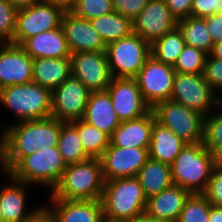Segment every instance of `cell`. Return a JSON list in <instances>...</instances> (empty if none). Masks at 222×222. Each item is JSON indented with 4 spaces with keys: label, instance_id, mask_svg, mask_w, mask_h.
Segmentation results:
<instances>
[{
    "label": "cell",
    "instance_id": "obj_1",
    "mask_svg": "<svg viewBox=\"0 0 222 222\" xmlns=\"http://www.w3.org/2000/svg\"><path fill=\"white\" fill-rule=\"evenodd\" d=\"M61 127L62 122L52 116L7 124L0 132L3 173H9L25 156L57 147Z\"/></svg>",
    "mask_w": 222,
    "mask_h": 222
},
{
    "label": "cell",
    "instance_id": "obj_2",
    "mask_svg": "<svg viewBox=\"0 0 222 222\" xmlns=\"http://www.w3.org/2000/svg\"><path fill=\"white\" fill-rule=\"evenodd\" d=\"M105 180L98 158L69 164L58 185L49 193V199L99 200Z\"/></svg>",
    "mask_w": 222,
    "mask_h": 222
},
{
    "label": "cell",
    "instance_id": "obj_3",
    "mask_svg": "<svg viewBox=\"0 0 222 222\" xmlns=\"http://www.w3.org/2000/svg\"><path fill=\"white\" fill-rule=\"evenodd\" d=\"M105 221L123 222L146 211L147 197L138 178L105 181L101 197Z\"/></svg>",
    "mask_w": 222,
    "mask_h": 222
},
{
    "label": "cell",
    "instance_id": "obj_4",
    "mask_svg": "<svg viewBox=\"0 0 222 222\" xmlns=\"http://www.w3.org/2000/svg\"><path fill=\"white\" fill-rule=\"evenodd\" d=\"M217 158L203 143L186 144L171 164L173 184L191 194H203Z\"/></svg>",
    "mask_w": 222,
    "mask_h": 222
},
{
    "label": "cell",
    "instance_id": "obj_5",
    "mask_svg": "<svg viewBox=\"0 0 222 222\" xmlns=\"http://www.w3.org/2000/svg\"><path fill=\"white\" fill-rule=\"evenodd\" d=\"M0 106L8 110L16 122L51 116V91L34 81L9 85L0 89Z\"/></svg>",
    "mask_w": 222,
    "mask_h": 222
},
{
    "label": "cell",
    "instance_id": "obj_6",
    "mask_svg": "<svg viewBox=\"0 0 222 222\" xmlns=\"http://www.w3.org/2000/svg\"><path fill=\"white\" fill-rule=\"evenodd\" d=\"M67 166L58 147H53L25 156L8 174L32 186L41 185L43 189H50L48 193H51L60 182Z\"/></svg>",
    "mask_w": 222,
    "mask_h": 222
},
{
    "label": "cell",
    "instance_id": "obj_7",
    "mask_svg": "<svg viewBox=\"0 0 222 222\" xmlns=\"http://www.w3.org/2000/svg\"><path fill=\"white\" fill-rule=\"evenodd\" d=\"M105 51L113 77L135 78L151 56V44L132 32L107 44Z\"/></svg>",
    "mask_w": 222,
    "mask_h": 222
},
{
    "label": "cell",
    "instance_id": "obj_8",
    "mask_svg": "<svg viewBox=\"0 0 222 222\" xmlns=\"http://www.w3.org/2000/svg\"><path fill=\"white\" fill-rule=\"evenodd\" d=\"M156 121L169 128L186 144L203 143L205 116L171 99L152 108Z\"/></svg>",
    "mask_w": 222,
    "mask_h": 222
},
{
    "label": "cell",
    "instance_id": "obj_9",
    "mask_svg": "<svg viewBox=\"0 0 222 222\" xmlns=\"http://www.w3.org/2000/svg\"><path fill=\"white\" fill-rule=\"evenodd\" d=\"M170 99L204 116L219 106V94L210 87L203 74L176 72Z\"/></svg>",
    "mask_w": 222,
    "mask_h": 222
},
{
    "label": "cell",
    "instance_id": "obj_10",
    "mask_svg": "<svg viewBox=\"0 0 222 222\" xmlns=\"http://www.w3.org/2000/svg\"><path fill=\"white\" fill-rule=\"evenodd\" d=\"M64 11L45 0L18 10L12 44L21 45L29 37L59 28Z\"/></svg>",
    "mask_w": 222,
    "mask_h": 222
},
{
    "label": "cell",
    "instance_id": "obj_11",
    "mask_svg": "<svg viewBox=\"0 0 222 222\" xmlns=\"http://www.w3.org/2000/svg\"><path fill=\"white\" fill-rule=\"evenodd\" d=\"M175 73L173 66L156 60L152 55L146 60L135 79L143 99L151 108L170 99Z\"/></svg>",
    "mask_w": 222,
    "mask_h": 222
},
{
    "label": "cell",
    "instance_id": "obj_12",
    "mask_svg": "<svg viewBox=\"0 0 222 222\" xmlns=\"http://www.w3.org/2000/svg\"><path fill=\"white\" fill-rule=\"evenodd\" d=\"M90 93L79 79L70 76L51 92V116L64 123L83 119Z\"/></svg>",
    "mask_w": 222,
    "mask_h": 222
},
{
    "label": "cell",
    "instance_id": "obj_13",
    "mask_svg": "<svg viewBox=\"0 0 222 222\" xmlns=\"http://www.w3.org/2000/svg\"><path fill=\"white\" fill-rule=\"evenodd\" d=\"M71 76L79 79L90 92L106 90L111 75L106 51L71 53Z\"/></svg>",
    "mask_w": 222,
    "mask_h": 222
},
{
    "label": "cell",
    "instance_id": "obj_14",
    "mask_svg": "<svg viewBox=\"0 0 222 222\" xmlns=\"http://www.w3.org/2000/svg\"><path fill=\"white\" fill-rule=\"evenodd\" d=\"M106 90L121 122L142 117L152 109L143 99L135 78L113 77Z\"/></svg>",
    "mask_w": 222,
    "mask_h": 222
},
{
    "label": "cell",
    "instance_id": "obj_15",
    "mask_svg": "<svg viewBox=\"0 0 222 222\" xmlns=\"http://www.w3.org/2000/svg\"><path fill=\"white\" fill-rule=\"evenodd\" d=\"M148 159V148H124L110 143L100 158L104 180L135 177Z\"/></svg>",
    "mask_w": 222,
    "mask_h": 222
},
{
    "label": "cell",
    "instance_id": "obj_16",
    "mask_svg": "<svg viewBox=\"0 0 222 222\" xmlns=\"http://www.w3.org/2000/svg\"><path fill=\"white\" fill-rule=\"evenodd\" d=\"M132 23L133 32L150 44L178 26V20L170 12L165 0H148Z\"/></svg>",
    "mask_w": 222,
    "mask_h": 222
},
{
    "label": "cell",
    "instance_id": "obj_17",
    "mask_svg": "<svg viewBox=\"0 0 222 222\" xmlns=\"http://www.w3.org/2000/svg\"><path fill=\"white\" fill-rule=\"evenodd\" d=\"M33 58L20 45L4 43L0 47V89L33 81Z\"/></svg>",
    "mask_w": 222,
    "mask_h": 222
},
{
    "label": "cell",
    "instance_id": "obj_18",
    "mask_svg": "<svg viewBox=\"0 0 222 222\" xmlns=\"http://www.w3.org/2000/svg\"><path fill=\"white\" fill-rule=\"evenodd\" d=\"M61 27L71 53L106 50V44L89 20L78 17L73 12H64Z\"/></svg>",
    "mask_w": 222,
    "mask_h": 222
},
{
    "label": "cell",
    "instance_id": "obj_19",
    "mask_svg": "<svg viewBox=\"0 0 222 222\" xmlns=\"http://www.w3.org/2000/svg\"><path fill=\"white\" fill-rule=\"evenodd\" d=\"M6 180L0 186V206L4 216V222H25L40 206L27 208L28 188L33 187L25 182L18 181L8 173H3ZM28 210V211H27Z\"/></svg>",
    "mask_w": 222,
    "mask_h": 222
},
{
    "label": "cell",
    "instance_id": "obj_20",
    "mask_svg": "<svg viewBox=\"0 0 222 222\" xmlns=\"http://www.w3.org/2000/svg\"><path fill=\"white\" fill-rule=\"evenodd\" d=\"M44 205L54 216L55 222H104L101 199L64 200L47 199Z\"/></svg>",
    "mask_w": 222,
    "mask_h": 222
},
{
    "label": "cell",
    "instance_id": "obj_21",
    "mask_svg": "<svg viewBox=\"0 0 222 222\" xmlns=\"http://www.w3.org/2000/svg\"><path fill=\"white\" fill-rule=\"evenodd\" d=\"M155 121L156 117L152 109L142 117L123 121L110 137V143L124 148H149L151 130Z\"/></svg>",
    "mask_w": 222,
    "mask_h": 222
},
{
    "label": "cell",
    "instance_id": "obj_22",
    "mask_svg": "<svg viewBox=\"0 0 222 222\" xmlns=\"http://www.w3.org/2000/svg\"><path fill=\"white\" fill-rule=\"evenodd\" d=\"M190 195L188 190L173 184L147 199L146 212L166 222H177Z\"/></svg>",
    "mask_w": 222,
    "mask_h": 222
},
{
    "label": "cell",
    "instance_id": "obj_23",
    "mask_svg": "<svg viewBox=\"0 0 222 222\" xmlns=\"http://www.w3.org/2000/svg\"><path fill=\"white\" fill-rule=\"evenodd\" d=\"M82 120L97 127L109 137L121 123L107 90L90 93Z\"/></svg>",
    "mask_w": 222,
    "mask_h": 222
},
{
    "label": "cell",
    "instance_id": "obj_24",
    "mask_svg": "<svg viewBox=\"0 0 222 222\" xmlns=\"http://www.w3.org/2000/svg\"><path fill=\"white\" fill-rule=\"evenodd\" d=\"M33 59L37 58H65L71 52L65 39L62 27L39 33L29 37L20 45Z\"/></svg>",
    "mask_w": 222,
    "mask_h": 222
},
{
    "label": "cell",
    "instance_id": "obj_25",
    "mask_svg": "<svg viewBox=\"0 0 222 222\" xmlns=\"http://www.w3.org/2000/svg\"><path fill=\"white\" fill-rule=\"evenodd\" d=\"M33 81L51 92L71 76V59L37 58L33 59Z\"/></svg>",
    "mask_w": 222,
    "mask_h": 222
},
{
    "label": "cell",
    "instance_id": "obj_26",
    "mask_svg": "<svg viewBox=\"0 0 222 222\" xmlns=\"http://www.w3.org/2000/svg\"><path fill=\"white\" fill-rule=\"evenodd\" d=\"M185 145L186 143L169 128L154 122L148 148L150 159L171 165Z\"/></svg>",
    "mask_w": 222,
    "mask_h": 222
},
{
    "label": "cell",
    "instance_id": "obj_27",
    "mask_svg": "<svg viewBox=\"0 0 222 222\" xmlns=\"http://www.w3.org/2000/svg\"><path fill=\"white\" fill-rule=\"evenodd\" d=\"M136 177L147 199L173 185L171 165L150 158Z\"/></svg>",
    "mask_w": 222,
    "mask_h": 222
},
{
    "label": "cell",
    "instance_id": "obj_28",
    "mask_svg": "<svg viewBox=\"0 0 222 222\" xmlns=\"http://www.w3.org/2000/svg\"><path fill=\"white\" fill-rule=\"evenodd\" d=\"M89 21L106 45L126 37L133 32L132 20L115 11Z\"/></svg>",
    "mask_w": 222,
    "mask_h": 222
},
{
    "label": "cell",
    "instance_id": "obj_29",
    "mask_svg": "<svg viewBox=\"0 0 222 222\" xmlns=\"http://www.w3.org/2000/svg\"><path fill=\"white\" fill-rule=\"evenodd\" d=\"M185 44L203 50L208 55L213 48V42L204 18L188 16L178 20Z\"/></svg>",
    "mask_w": 222,
    "mask_h": 222
},
{
    "label": "cell",
    "instance_id": "obj_30",
    "mask_svg": "<svg viewBox=\"0 0 222 222\" xmlns=\"http://www.w3.org/2000/svg\"><path fill=\"white\" fill-rule=\"evenodd\" d=\"M185 45L182 32L177 27L151 44V55L162 63L174 66Z\"/></svg>",
    "mask_w": 222,
    "mask_h": 222
},
{
    "label": "cell",
    "instance_id": "obj_31",
    "mask_svg": "<svg viewBox=\"0 0 222 222\" xmlns=\"http://www.w3.org/2000/svg\"><path fill=\"white\" fill-rule=\"evenodd\" d=\"M70 123L77 129L85 153L90 158L100 159L110 144V137L82 119Z\"/></svg>",
    "mask_w": 222,
    "mask_h": 222
},
{
    "label": "cell",
    "instance_id": "obj_32",
    "mask_svg": "<svg viewBox=\"0 0 222 222\" xmlns=\"http://www.w3.org/2000/svg\"><path fill=\"white\" fill-rule=\"evenodd\" d=\"M57 147L67 165L90 159L83 149L77 129L71 123L62 122Z\"/></svg>",
    "mask_w": 222,
    "mask_h": 222
},
{
    "label": "cell",
    "instance_id": "obj_33",
    "mask_svg": "<svg viewBox=\"0 0 222 222\" xmlns=\"http://www.w3.org/2000/svg\"><path fill=\"white\" fill-rule=\"evenodd\" d=\"M203 145L216 157L222 152V108L205 116Z\"/></svg>",
    "mask_w": 222,
    "mask_h": 222
},
{
    "label": "cell",
    "instance_id": "obj_34",
    "mask_svg": "<svg viewBox=\"0 0 222 222\" xmlns=\"http://www.w3.org/2000/svg\"><path fill=\"white\" fill-rule=\"evenodd\" d=\"M207 55L201 49L185 45L173 68L175 72L203 74Z\"/></svg>",
    "mask_w": 222,
    "mask_h": 222
},
{
    "label": "cell",
    "instance_id": "obj_35",
    "mask_svg": "<svg viewBox=\"0 0 222 222\" xmlns=\"http://www.w3.org/2000/svg\"><path fill=\"white\" fill-rule=\"evenodd\" d=\"M211 204L203 194H191L177 222H208Z\"/></svg>",
    "mask_w": 222,
    "mask_h": 222
},
{
    "label": "cell",
    "instance_id": "obj_36",
    "mask_svg": "<svg viewBox=\"0 0 222 222\" xmlns=\"http://www.w3.org/2000/svg\"><path fill=\"white\" fill-rule=\"evenodd\" d=\"M113 11L112 0H77L75 8L71 12L78 17L91 20Z\"/></svg>",
    "mask_w": 222,
    "mask_h": 222
},
{
    "label": "cell",
    "instance_id": "obj_37",
    "mask_svg": "<svg viewBox=\"0 0 222 222\" xmlns=\"http://www.w3.org/2000/svg\"><path fill=\"white\" fill-rule=\"evenodd\" d=\"M18 10L7 0H0V41L11 43Z\"/></svg>",
    "mask_w": 222,
    "mask_h": 222
},
{
    "label": "cell",
    "instance_id": "obj_38",
    "mask_svg": "<svg viewBox=\"0 0 222 222\" xmlns=\"http://www.w3.org/2000/svg\"><path fill=\"white\" fill-rule=\"evenodd\" d=\"M203 195L213 206H222V163L216 162Z\"/></svg>",
    "mask_w": 222,
    "mask_h": 222
},
{
    "label": "cell",
    "instance_id": "obj_39",
    "mask_svg": "<svg viewBox=\"0 0 222 222\" xmlns=\"http://www.w3.org/2000/svg\"><path fill=\"white\" fill-rule=\"evenodd\" d=\"M203 77L210 87L217 93H222V60L213 58L210 54L205 60Z\"/></svg>",
    "mask_w": 222,
    "mask_h": 222
},
{
    "label": "cell",
    "instance_id": "obj_40",
    "mask_svg": "<svg viewBox=\"0 0 222 222\" xmlns=\"http://www.w3.org/2000/svg\"><path fill=\"white\" fill-rule=\"evenodd\" d=\"M148 0H112L113 10L131 20L145 8Z\"/></svg>",
    "mask_w": 222,
    "mask_h": 222
},
{
    "label": "cell",
    "instance_id": "obj_41",
    "mask_svg": "<svg viewBox=\"0 0 222 222\" xmlns=\"http://www.w3.org/2000/svg\"><path fill=\"white\" fill-rule=\"evenodd\" d=\"M222 13V0H193L190 16L204 18Z\"/></svg>",
    "mask_w": 222,
    "mask_h": 222
},
{
    "label": "cell",
    "instance_id": "obj_42",
    "mask_svg": "<svg viewBox=\"0 0 222 222\" xmlns=\"http://www.w3.org/2000/svg\"><path fill=\"white\" fill-rule=\"evenodd\" d=\"M213 44L222 41V13L204 17Z\"/></svg>",
    "mask_w": 222,
    "mask_h": 222
},
{
    "label": "cell",
    "instance_id": "obj_43",
    "mask_svg": "<svg viewBox=\"0 0 222 222\" xmlns=\"http://www.w3.org/2000/svg\"><path fill=\"white\" fill-rule=\"evenodd\" d=\"M170 12L177 20L186 18L191 14L193 0H165Z\"/></svg>",
    "mask_w": 222,
    "mask_h": 222
},
{
    "label": "cell",
    "instance_id": "obj_44",
    "mask_svg": "<svg viewBox=\"0 0 222 222\" xmlns=\"http://www.w3.org/2000/svg\"><path fill=\"white\" fill-rule=\"evenodd\" d=\"M25 222H55L53 214L42 204Z\"/></svg>",
    "mask_w": 222,
    "mask_h": 222
},
{
    "label": "cell",
    "instance_id": "obj_45",
    "mask_svg": "<svg viewBox=\"0 0 222 222\" xmlns=\"http://www.w3.org/2000/svg\"><path fill=\"white\" fill-rule=\"evenodd\" d=\"M45 1L54 4L56 7L61 8L64 12H71L77 4V0H45Z\"/></svg>",
    "mask_w": 222,
    "mask_h": 222
},
{
    "label": "cell",
    "instance_id": "obj_46",
    "mask_svg": "<svg viewBox=\"0 0 222 222\" xmlns=\"http://www.w3.org/2000/svg\"><path fill=\"white\" fill-rule=\"evenodd\" d=\"M208 222H222V206L211 205Z\"/></svg>",
    "mask_w": 222,
    "mask_h": 222
},
{
    "label": "cell",
    "instance_id": "obj_47",
    "mask_svg": "<svg viewBox=\"0 0 222 222\" xmlns=\"http://www.w3.org/2000/svg\"><path fill=\"white\" fill-rule=\"evenodd\" d=\"M123 222H166V221L152 217L145 211L141 213L140 215H138L137 217L130 220L123 221Z\"/></svg>",
    "mask_w": 222,
    "mask_h": 222
},
{
    "label": "cell",
    "instance_id": "obj_48",
    "mask_svg": "<svg viewBox=\"0 0 222 222\" xmlns=\"http://www.w3.org/2000/svg\"><path fill=\"white\" fill-rule=\"evenodd\" d=\"M9 1L17 10L28 8L34 4L41 2L42 0H7Z\"/></svg>",
    "mask_w": 222,
    "mask_h": 222
},
{
    "label": "cell",
    "instance_id": "obj_49",
    "mask_svg": "<svg viewBox=\"0 0 222 222\" xmlns=\"http://www.w3.org/2000/svg\"><path fill=\"white\" fill-rule=\"evenodd\" d=\"M210 55L213 58L222 60V41L218 42L216 44H213V48H212Z\"/></svg>",
    "mask_w": 222,
    "mask_h": 222
},
{
    "label": "cell",
    "instance_id": "obj_50",
    "mask_svg": "<svg viewBox=\"0 0 222 222\" xmlns=\"http://www.w3.org/2000/svg\"><path fill=\"white\" fill-rule=\"evenodd\" d=\"M216 158H217V162L222 163V152Z\"/></svg>",
    "mask_w": 222,
    "mask_h": 222
},
{
    "label": "cell",
    "instance_id": "obj_51",
    "mask_svg": "<svg viewBox=\"0 0 222 222\" xmlns=\"http://www.w3.org/2000/svg\"><path fill=\"white\" fill-rule=\"evenodd\" d=\"M0 222H4V216L1 210V206H0Z\"/></svg>",
    "mask_w": 222,
    "mask_h": 222
},
{
    "label": "cell",
    "instance_id": "obj_52",
    "mask_svg": "<svg viewBox=\"0 0 222 222\" xmlns=\"http://www.w3.org/2000/svg\"><path fill=\"white\" fill-rule=\"evenodd\" d=\"M219 107L222 108V95H219Z\"/></svg>",
    "mask_w": 222,
    "mask_h": 222
},
{
    "label": "cell",
    "instance_id": "obj_53",
    "mask_svg": "<svg viewBox=\"0 0 222 222\" xmlns=\"http://www.w3.org/2000/svg\"><path fill=\"white\" fill-rule=\"evenodd\" d=\"M0 171L2 172L0 175H2L3 174V169H2L1 156H0Z\"/></svg>",
    "mask_w": 222,
    "mask_h": 222
}]
</instances>
